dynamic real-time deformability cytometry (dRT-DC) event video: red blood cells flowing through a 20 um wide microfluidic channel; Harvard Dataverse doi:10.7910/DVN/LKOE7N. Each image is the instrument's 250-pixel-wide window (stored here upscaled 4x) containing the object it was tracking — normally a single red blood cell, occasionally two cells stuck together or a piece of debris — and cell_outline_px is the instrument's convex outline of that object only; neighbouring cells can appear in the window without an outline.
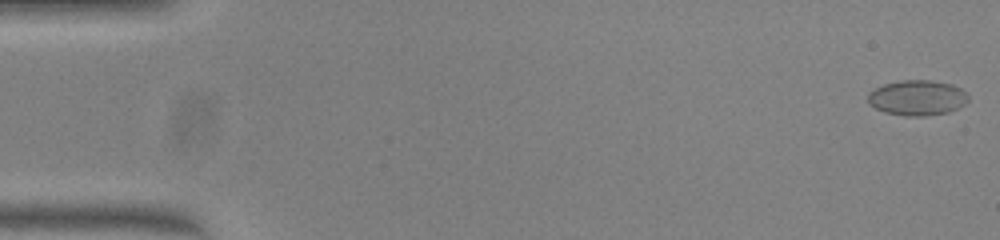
{"species": "common noctule bat (a hibernating species)", "species_latin": "Nyctalus noctula", "temperature_condition": "warm", "stored_images_in_passage": 51, "camera_frame_rate_fps": 3000, "um_per_image_px": 0.085, "animal": {"sex": "female", "body_mass_g": 23.0, "forearm_length_mm": 53.4}, "frame": {"image": 1, "passage_image": 1, "time_ms": 0.0, "image_size_px": [1000, 240], "cell_outline_px": [[968, 100], [964, 104], [948, 112], [924, 116], [904, 116], [884, 112], [868, 104], [868, 92], [884, 84], [900, 80], [928, 80], [952, 84], [960, 88], [968, 96]], "centroid_in_image_um": [77.93, 8.31], "position_along_channel_um": 7.1, "area_um2": 20.58}}
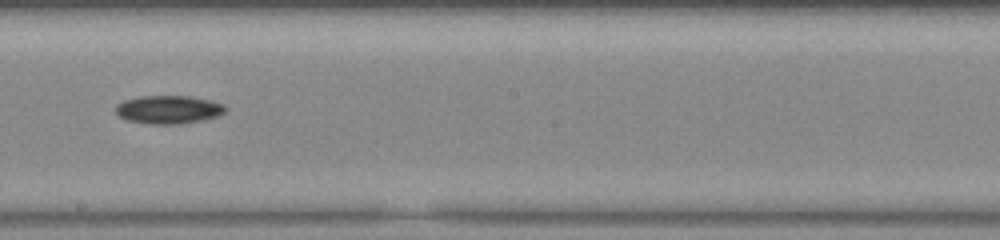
{"frame": {"image": 2, "passage_image": 29, "time_ms": 9.333, "image_size_px": [1000, 240], "cell_outline_px": [[224, 112], [220, 116], [200, 120], [176, 124], [148, 124], [128, 120], [120, 116], [116, 112], [116, 104], [124, 100], [140, 96], [188, 96], [208, 100], [224, 104]], "centroid_in_image_um": [14.3, 9.31], "position_along_channel_um": 233.9, "area_um2": 17.86}}
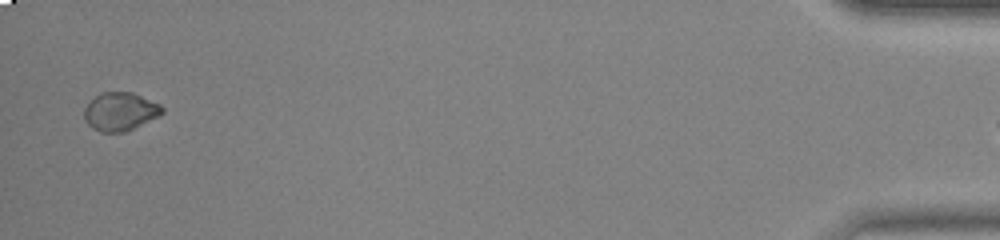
{"frame": {"image": 3, "passage_image": 50, "time_ms": 16.333, "image_size_px": [1000, 240], "cell_outline_px": [[164, 112], [160, 116], [124, 132], [100, 132], [92, 128], [84, 120], [84, 108], [100, 92], [132, 92], [160, 104], [164, 108]], "centroid_in_image_um": [10.22, 9.48], "position_along_channel_um": 425.0, "area_um2": 17.4}}